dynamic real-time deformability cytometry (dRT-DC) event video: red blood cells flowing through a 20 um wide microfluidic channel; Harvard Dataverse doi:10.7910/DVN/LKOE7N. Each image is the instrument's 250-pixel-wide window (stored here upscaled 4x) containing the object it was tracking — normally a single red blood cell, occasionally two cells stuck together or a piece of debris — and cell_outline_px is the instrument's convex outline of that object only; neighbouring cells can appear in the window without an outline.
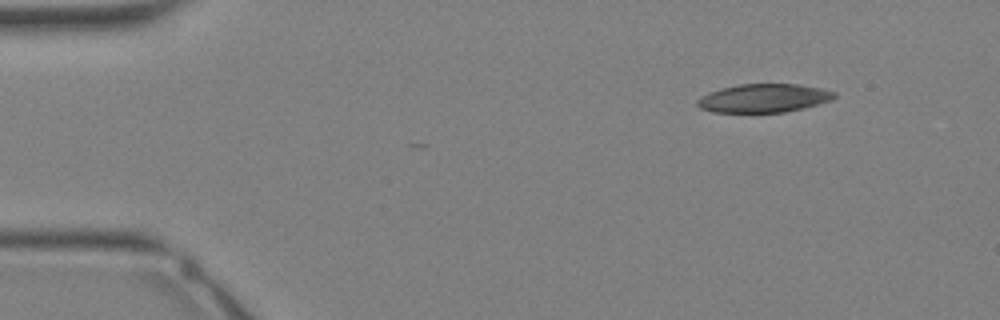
{"species": "Egyptian fruit bat (a non-hibernating species)", "species_latin": "Rousettus aegyptiacus", "temperature_condition": "warm", "stored_images_in_passage": 18, "camera_frame_rate_fps": 3000, "um_per_image_px": 0.085, "animal": {"sex": "female"}, "frame": {"image": 1, "passage_image": 1, "time_ms": 0.0, "image_size_px": [1000, 320], "cell_outline_px": [[836, 96], [832, 100], [804, 108], [784, 112], [712, 112], [700, 108], [696, 104], [696, 100], [700, 96], [708, 92], [720, 88], [740, 84], [796, 84], [820, 88], [836, 92]], "centroid_in_image_um": [64.89, 8.34], "position_along_channel_um": 20.1, "area_um2": 22.83}}
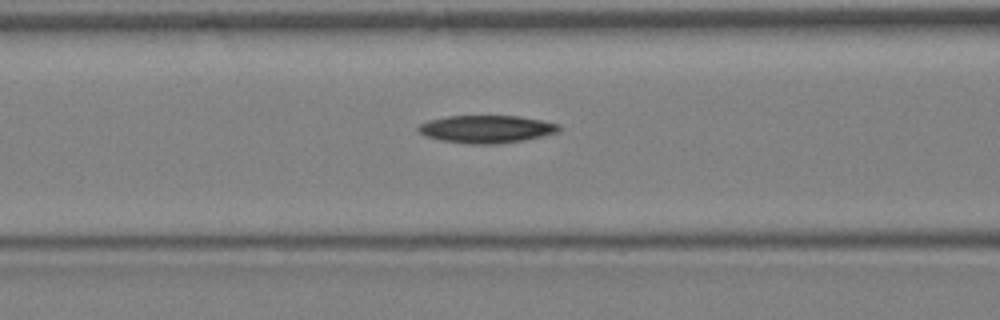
{"frame": {"image": 2, "passage_image": 11, "time_ms": 3.333, "image_size_px": [1000, 320], "cell_outline_px": [[560, 128], [556, 132], [524, 140], [496, 144], [472, 144], [440, 140], [424, 136], [416, 128], [420, 124], [428, 120], [448, 116], [520, 116], [560, 124]], "centroid_in_image_um": [41.31, 10.97], "position_along_channel_um": 125.3, "area_um2": 22.54}}
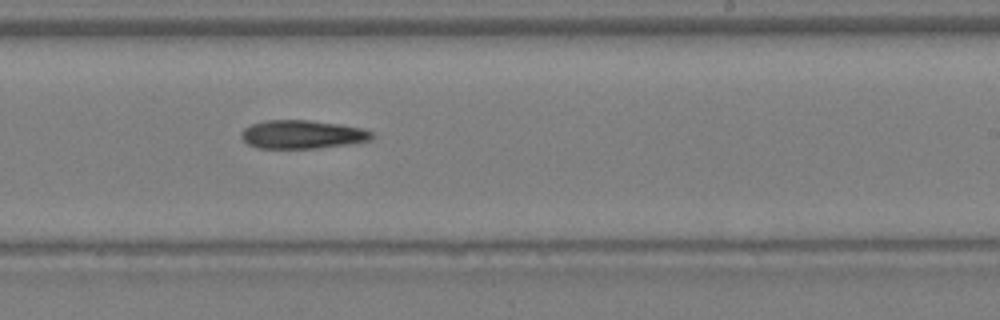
{"frame": {"image": 3, "passage_image": 18, "time_ms": 5.667, "image_size_px": [1000, 320], "cell_outline_px": [[376, 136], [372, 140], [348, 144], [320, 148], [260, 148], [248, 144], [240, 136], [240, 132], [244, 128], [252, 124], [264, 120], [308, 120], [336, 124], [360, 128], [372, 132]], "centroid_in_image_um": [25.68, 11.43], "position_along_channel_um": 263.3, "area_um2": 21.62}}